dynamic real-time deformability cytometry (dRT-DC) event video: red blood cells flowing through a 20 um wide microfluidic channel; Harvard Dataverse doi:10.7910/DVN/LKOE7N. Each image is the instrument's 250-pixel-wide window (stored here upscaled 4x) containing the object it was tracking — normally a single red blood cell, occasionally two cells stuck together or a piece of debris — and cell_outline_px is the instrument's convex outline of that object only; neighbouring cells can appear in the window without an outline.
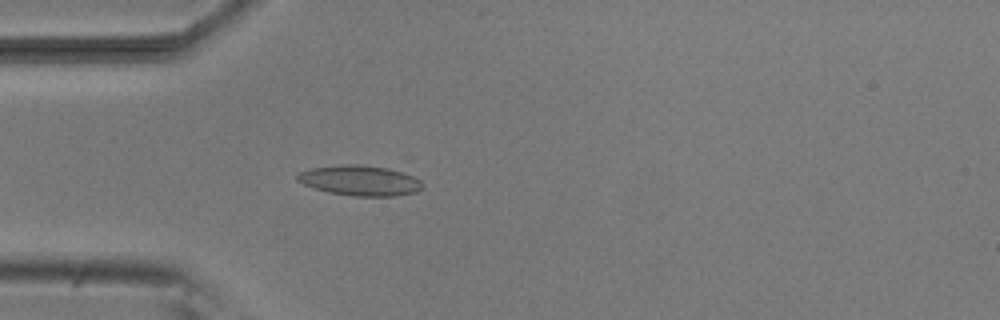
{"species": "common noctule bat (a hibernating species)", "species_latin": "Nyctalus noctula", "temperature_condition": "room temperature", "stored_images_in_passage": 39, "camera_frame_rate_fps": 3000, "um_per_image_px": 0.085, "animal": {"sex": "male", "body_mass_g": 20.5, "forearm_length_mm": 52.5}, "frame": {"image": 1, "passage_image": 1, "time_ms": 0.0, "image_size_px": [1000, 320], "cell_outline_px": [[424, 188], [416, 192], [392, 196], [356, 196], [328, 192], [304, 184], [296, 180], [296, 176], [300, 172], [312, 168], [344, 164], [360, 164], [388, 168], [412, 176], [420, 180], [424, 184]], "centroid_in_image_um": [30.62, 15.34], "position_along_channel_um": 54.4, "area_um2": 21.91}}
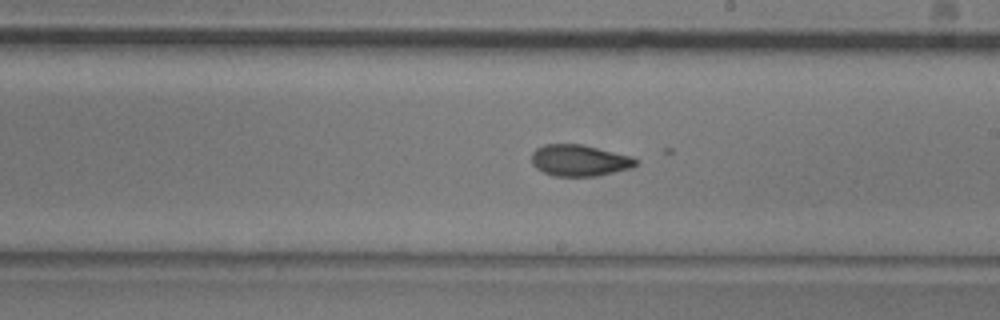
{"frame": {"image": 2, "passage_image": 16, "time_ms": 5.0, "image_size_px": [1000, 320], "cell_outline_px": [[636, 164], [632, 168], [600, 176], [552, 176], [536, 168], [532, 164], [532, 152], [536, 148], [544, 144], [580, 144], [628, 156], [636, 160]], "centroid_in_image_um": [49.2, 13.65], "position_along_channel_um": 239.8, "area_um2": 18.9}}
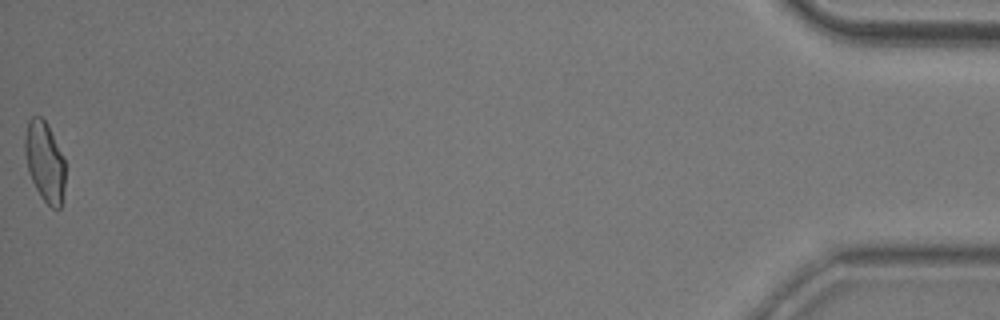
{"frame": {"image": 3, "passage_image": 39, "time_ms": 12.667, "image_size_px": [1000, 320], "cell_outline_px": [[64, 188], [60, 208], [52, 208], [40, 196], [28, 172], [24, 152], [24, 140], [28, 120], [32, 116], [40, 116], [48, 124], [64, 160]], "centroid_in_image_um": [3.78, 13.72], "position_along_channel_um": 431.4, "area_um2": 18.67}}